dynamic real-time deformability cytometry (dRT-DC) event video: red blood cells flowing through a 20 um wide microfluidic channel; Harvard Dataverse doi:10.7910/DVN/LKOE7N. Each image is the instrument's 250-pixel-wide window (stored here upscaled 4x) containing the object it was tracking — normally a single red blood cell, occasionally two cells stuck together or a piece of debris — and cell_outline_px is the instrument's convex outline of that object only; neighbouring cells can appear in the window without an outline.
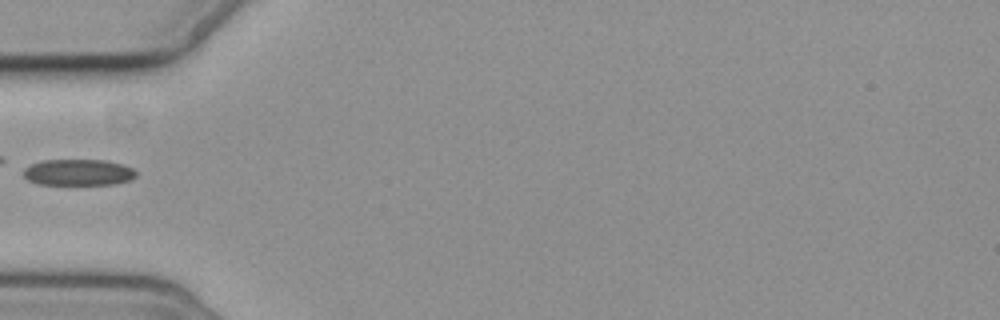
{"species": "common noctule bat (a hibernating species)", "species_latin": "Nyctalus noctula", "temperature_condition": "cold", "stored_images_in_passage": 5, "camera_frame_rate_fps": 3000, "um_per_image_px": 0.085, "animal": {"sex": "female", "body_mass_g": 19.3, "forearm_length_mm": 54.1}, "frame": {"image": 1, "passage_image": 4, "time_ms": 4.333, "image_size_px": [1000, 320], "cell_outline_px": [[136, 176], [132, 180], [116, 184], [40, 184], [28, 180], [24, 176], [24, 168], [40, 160], [104, 160], [120, 164], [132, 168], [136, 172]], "centroid_in_image_um": [6.67, 14.65], "position_along_channel_um": 78.3, "area_um2": 17.17}}
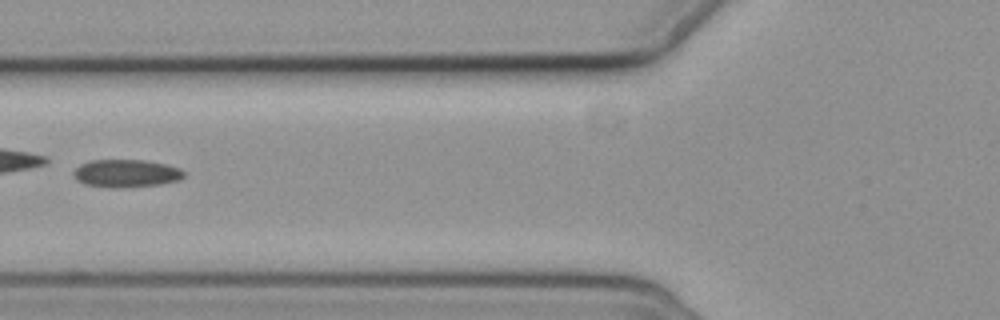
{"frame": {"image": 2, "passage_image": 5, "time_ms": 5.333, "image_size_px": [1000, 320], "cell_outline_px": [[184, 176], [180, 180], [160, 184], [124, 188], [108, 188], [84, 184], [76, 180], [72, 176], [72, 172], [80, 164], [88, 160], [144, 160], [164, 164], [180, 168], [184, 172]], "centroid_in_image_um": [10.67, 14.74], "position_along_channel_um": 115.1, "area_um2": 18.15}}